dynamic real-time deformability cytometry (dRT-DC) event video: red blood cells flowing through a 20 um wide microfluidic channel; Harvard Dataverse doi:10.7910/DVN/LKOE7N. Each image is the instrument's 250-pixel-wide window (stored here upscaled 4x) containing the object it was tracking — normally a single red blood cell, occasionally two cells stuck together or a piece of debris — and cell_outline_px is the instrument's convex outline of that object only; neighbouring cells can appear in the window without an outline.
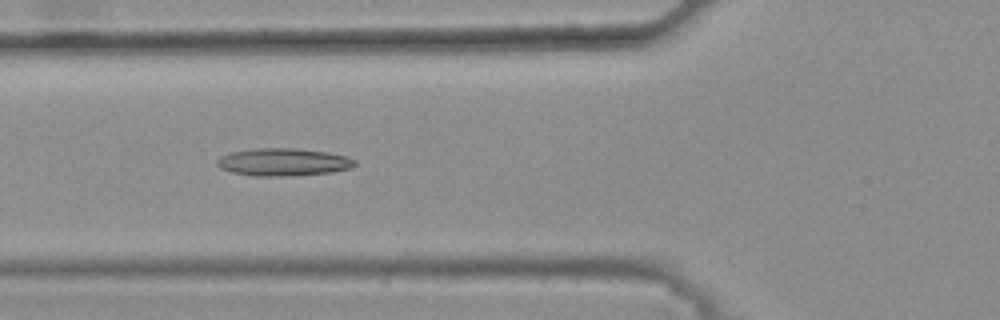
{"species": "common noctule bat (a hibernating species)", "species_latin": "Nyctalus noctula", "temperature_condition": "warm", "stored_images_in_passage": 47, "camera_frame_rate_fps": 3000, "um_per_image_px": 0.085, "animal": {"sex": "female", "body_mass_g": 25.1}, "frame": {"image": 1, "passage_image": 20, "time_ms": 6.333, "image_size_px": [1000, 320], "cell_outline_px": [[356, 164], [352, 168], [332, 172], [280, 176], [256, 176], [232, 172], [220, 168], [216, 164], [216, 160], [220, 156], [232, 152], [256, 148], [292, 148], [328, 152], [348, 156], [356, 160]], "centroid_in_image_um": [24.09, 13.77], "position_along_channel_um": 101.7, "area_um2": 22.14}}
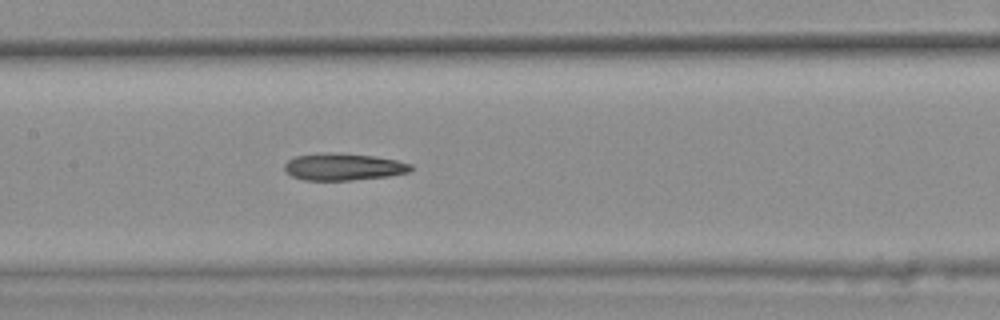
{"frame": {"image": 2, "passage_image": 26, "time_ms": 8.333, "image_size_px": [1000, 320], "cell_outline_px": [[412, 168], [408, 172], [388, 176], [352, 180], [304, 180], [292, 176], [284, 172], [284, 164], [288, 160], [296, 156], [324, 152], [372, 156], [396, 160], [412, 164]], "centroid_in_image_um": [29.14, 14.18], "position_along_channel_um": 178.3, "area_um2": 19.77}}
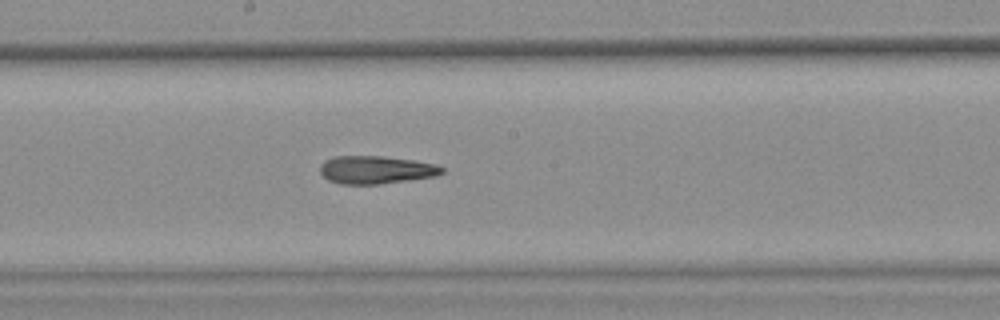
{"frame": {"image": 3, "passage_image": 29, "time_ms": 9.333, "image_size_px": [1000, 320], "cell_outline_px": [[444, 172], [436, 176], [380, 184], [340, 184], [328, 180], [320, 172], [320, 164], [324, 160], [336, 156], [384, 156], [412, 160], [436, 164], [444, 168]], "centroid_in_image_um": [31.95, 14.43], "position_along_channel_um": 216.3, "area_um2": 19.88}}